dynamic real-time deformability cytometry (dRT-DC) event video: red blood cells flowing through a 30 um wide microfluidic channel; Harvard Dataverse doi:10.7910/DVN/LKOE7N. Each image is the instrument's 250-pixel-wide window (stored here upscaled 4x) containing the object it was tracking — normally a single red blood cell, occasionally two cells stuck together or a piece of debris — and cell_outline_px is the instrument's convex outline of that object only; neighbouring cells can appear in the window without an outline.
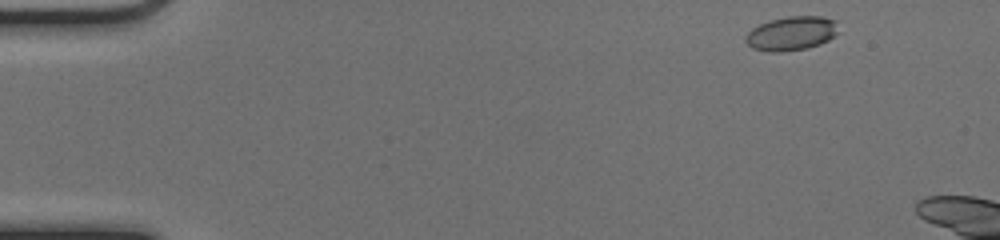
{"species": "common noctule bat (a hibernating species)", "species_latin": "Nyctalus noctula", "temperature_condition": "cold", "stored_images_in_passage": 2, "camera_frame_rate_fps": 3000, "um_per_image_px": 0.085, "animal": {"sex": "female", "body_mass_g": 17.0, "forearm_length_mm": 48.0}, "frame": {"image": 1, "passage_image": 1, "time_ms": 0.0, "image_size_px": [1000, 240], "cell_outline_px": [[840, 32], [828, 40], [820, 44], [808, 48], [780, 52], [768, 52], [752, 48], [744, 40], [744, 36], [752, 28], [760, 24], [772, 20], [788, 16], [824, 16], [836, 20]], "centroid_in_image_um": [67.3, 2.84], "position_along_channel_um": 17.7, "area_um2": 18.67}}